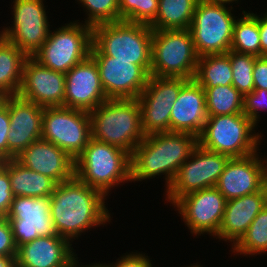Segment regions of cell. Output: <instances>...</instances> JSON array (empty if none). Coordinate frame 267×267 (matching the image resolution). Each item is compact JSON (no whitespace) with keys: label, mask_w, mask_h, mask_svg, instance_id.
I'll list each match as a JSON object with an SVG mask.
<instances>
[{"label":"cell","mask_w":267,"mask_h":267,"mask_svg":"<svg viewBox=\"0 0 267 267\" xmlns=\"http://www.w3.org/2000/svg\"><path fill=\"white\" fill-rule=\"evenodd\" d=\"M106 200L100 191L75 176L58 183L49 197L51 217L58 235L73 243L86 231L107 225L113 219Z\"/></svg>","instance_id":"cell-1"},{"label":"cell","mask_w":267,"mask_h":267,"mask_svg":"<svg viewBox=\"0 0 267 267\" xmlns=\"http://www.w3.org/2000/svg\"><path fill=\"white\" fill-rule=\"evenodd\" d=\"M106 100L99 70L91 55L65 74V107L91 112Z\"/></svg>","instance_id":"cell-20"},{"label":"cell","mask_w":267,"mask_h":267,"mask_svg":"<svg viewBox=\"0 0 267 267\" xmlns=\"http://www.w3.org/2000/svg\"><path fill=\"white\" fill-rule=\"evenodd\" d=\"M225 205V197L216 187H210L180 197L172 207L191 235L199 237L206 233L214 238L221 227Z\"/></svg>","instance_id":"cell-14"},{"label":"cell","mask_w":267,"mask_h":267,"mask_svg":"<svg viewBox=\"0 0 267 267\" xmlns=\"http://www.w3.org/2000/svg\"><path fill=\"white\" fill-rule=\"evenodd\" d=\"M159 0H119V21L150 26L157 15Z\"/></svg>","instance_id":"cell-34"},{"label":"cell","mask_w":267,"mask_h":267,"mask_svg":"<svg viewBox=\"0 0 267 267\" xmlns=\"http://www.w3.org/2000/svg\"><path fill=\"white\" fill-rule=\"evenodd\" d=\"M153 29L124 20L92 27L91 56H111L115 60H132L149 75Z\"/></svg>","instance_id":"cell-4"},{"label":"cell","mask_w":267,"mask_h":267,"mask_svg":"<svg viewBox=\"0 0 267 267\" xmlns=\"http://www.w3.org/2000/svg\"><path fill=\"white\" fill-rule=\"evenodd\" d=\"M194 79L203 88L232 85L230 50L226 54L199 57Z\"/></svg>","instance_id":"cell-28"},{"label":"cell","mask_w":267,"mask_h":267,"mask_svg":"<svg viewBox=\"0 0 267 267\" xmlns=\"http://www.w3.org/2000/svg\"><path fill=\"white\" fill-rule=\"evenodd\" d=\"M92 57L107 99H137L143 92L150 75L140 65L111 56Z\"/></svg>","instance_id":"cell-17"},{"label":"cell","mask_w":267,"mask_h":267,"mask_svg":"<svg viewBox=\"0 0 267 267\" xmlns=\"http://www.w3.org/2000/svg\"><path fill=\"white\" fill-rule=\"evenodd\" d=\"M63 25L50 30L48 39L33 58L44 67L66 74L90 55L92 27L79 20Z\"/></svg>","instance_id":"cell-9"},{"label":"cell","mask_w":267,"mask_h":267,"mask_svg":"<svg viewBox=\"0 0 267 267\" xmlns=\"http://www.w3.org/2000/svg\"><path fill=\"white\" fill-rule=\"evenodd\" d=\"M241 14L234 24L230 50L261 56L258 20L251 11L242 10Z\"/></svg>","instance_id":"cell-29"},{"label":"cell","mask_w":267,"mask_h":267,"mask_svg":"<svg viewBox=\"0 0 267 267\" xmlns=\"http://www.w3.org/2000/svg\"><path fill=\"white\" fill-rule=\"evenodd\" d=\"M231 249L229 251L233 255L247 258L267 253V205L257 214L246 233Z\"/></svg>","instance_id":"cell-30"},{"label":"cell","mask_w":267,"mask_h":267,"mask_svg":"<svg viewBox=\"0 0 267 267\" xmlns=\"http://www.w3.org/2000/svg\"><path fill=\"white\" fill-rule=\"evenodd\" d=\"M14 199L8 170L0 163V218L6 217Z\"/></svg>","instance_id":"cell-36"},{"label":"cell","mask_w":267,"mask_h":267,"mask_svg":"<svg viewBox=\"0 0 267 267\" xmlns=\"http://www.w3.org/2000/svg\"><path fill=\"white\" fill-rule=\"evenodd\" d=\"M217 1H229V2H234L233 4L241 2V0H217Z\"/></svg>","instance_id":"cell-45"},{"label":"cell","mask_w":267,"mask_h":267,"mask_svg":"<svg viewBox=\"0 0 267 267\" xmlns=\"http://www.w3.org/2000/svg\"><path fill=\"white\" fill-rule=\"evenodd\" d=\"M187 81L185 78L149 76L147 85L137 98L145 136L170 132L171 110Z\"/></svg>","instance_id":"cell-13"},{"label":"cell","mask_w":267,"mask_h":267,"mask_svg":"<svg viewBox=\"0 0 267 267\" xmlns=\"http://www.w3.org/2000/svg\"><path fill=\"white\" fill-rule=\"evenodd\" d=\"M257 129L244 113L208 116L198 143L230 158L246 157L261 150L264 135Z\"/></svg>","instance_id":"cell-6"},{"label":"cell","mask_w":267,"mask_h":267,"mask_svg":"<svg viewBox=\"0 0 267 267\" xmlns=\"http://www.w3.org/2000/svg\"><path fill=\"white\" fill-rule=\"evenodd\" d=\"M90 138L89 112L65 106L44 107L41 139L55 144L75 160Z\"/></svg>","instance_id":"cell-12"},{"label":"cell","mask_w":267,"mask_h":267,"mask_svg":"<svg viewBox=\"0 0 267 267\" xmlns=\"http://www.w3.org/2000/svg\"><path fill=\"white\" fill-rule=\"evenodd\" d=\"M6 218L17 248L40 236L58 235L51 217L49 198L14 196Z\"/></svg>","instance_id":"cell-15"},{"label":"cell","mask_w":267,"mask_h":267,"mask_svg":"<svg viewBox=\"0 0 267 267\" xmlns=\"http://www.w3.org/2000/svg\"><path fill=\"white\" fill-rule=\"evenodd\" d=\"M198 60L189 29L153 30L150 75L191 80Z\"/></svg>","instance_id":"cell-8"},{"label":"cell","mask_w":267,"mask_h":267,"mask_svg":"<svg viewBox=\"0 0 267 267\" xmlns=\"http://www.w3.org/2000/svg\"><path fill=\"white\" fill-rule=\"evenodd\" d=\"M8 106L10 131L8 132V159L41 139L44 107L18 95L0 97Z\"/></svg>","instance_id":"cell-18"},{"label":"cell","mask_w":267,"mask_h":267,"mask_svg":"<svg viewBox=\"0 0 267 267\" xmlns=\"http://www.w3.org/2000/svg\"><path fill=\"white\" fill-rule=\"evenodd\" d=\"M73 244L59 235L40 236L17 248V267H68L76 254Z\"/></svg>","instance_id":"cell-24"},{"label":"cell","mask_w":267,"mask_h":267,"mask_svg":"<svg viewBox=\"0 0 267 267\" xmlns=\"http://www.w3.org/2000/svg\"><path fill=\"white\" fill-rule=\"evenodd\" d=\"M203 89L208 116L243 113L244 96L233 85Z\"/></svg>","instance_id":"cell-31"},{"label":"cell","mask_w":267,"mask_h":267,"mask_svg":"<svg viewBox=\"0 0 267 267\" xmlns=\"http://www.w3.org/2000/svg\"><path fill=\"white\" fill-rule=\"evenodd\" d=\"M260 152L229 159L215 186L226 201L259 192L267 185V156Z\"/></svg>","instance_id":"cell-16"},{"label":"cell","mask_w":267,"mask_h":267,"mask_svg":"<svg viewBox=\"0 0 267 267\" xmlns=\"http://www.w3.org/2000/svg\"><path fill=\"white\" fill-rule=\"evenodd\" d=\"M199 0H159L153 30L189 29Z\"/></svg>","instance_id":"cell-27"},{"label":"cell","mask_w":267,"mask_h":267,"mask_svg":"<svg viewBox=\"0 0 267 267\" xmlns=\"http://www.w3.org/2000/svg\"><path fill=\"white\" fill-rule=\"evenodd\" d=\"M229 159V156L210 151L198 144L164 191L166 202L171 206L188 193L215 187Z\"/></svg>","instance_id":"cell-11"},{"label":"cell","mask_w":267,"mask_h":267,"mask_svg":"<svg viewBox=\"0 0 267 267\" xmlns=\"http://www.w3.org/2000/svg\"><path fill=\"white\" fill-rule=\"evenodd\" d=\"M26 168L53 179L57 184L75 176V160L55 144L39 139L15 158Z\"/></svg>","instance_id":"cell-21"},{"label":"cell","mask_w":267,"mask_h":267,"mask_svg":"<svg viewBox=\"0 0 267 267\" xmlns=\"http://www.w3.org/2000/svg\"><path fill=\"white\" fill-rule=\"evenodd\" d=\"M79 257H77V253L71 258L68 267H107V263H100V261L98 263H89V264H85L80 262L79 263ZM82 263V264H81ZM85 264V265H83Z\"/></svg>","instance_id":"cell-42"},{"label":"cell","mask_w":267,"mask_h":267,"mask_svg":"<svg viewBox=\"0 0 267 267\" xmlns=\"http://www.w3.org/2000/svg\"><path fill=\"white\" fill-rule=\"evenodd\" d=\"M75 177L108 199L113 188L131 183L130 155L118 147L90 138L75 159Z\"/></svg>","instance_id":"cell-5"},{"label":"cell","mask_w":267,"mask_h":267,"mask_svg":"<svg viewBox=\"0 0 267 267\" xmlns=\"http://www.w3.org/2000/svg\"><path fill=\"white\" fill-rule=\"evenodd\" d=\"M198 144V137L189 133L168 132L145 136L130 156L131 183L164 175L166 191Z\"/></svg>","instance_id":"cell-2"},{"label":"cell","mask_w":267,"mask_h":267,"mask_svg":"<svg viewBox=\"0 0 267 267\" xmlns=\"http://www.w3.org/2000/svg\"><path fill=\"white\" fill-rule=\"evenodd\" d=\"M199 262L197 263H193L191 264L190 266H186V267H203V265H201L200 263L198 264Z\"/></svg>","instance_id":"cell-44"},{"label":"cell","mask_w":267,"mask_h":267,"mask_svg":"<svg viewBox=\"0 0 267 267\" xmlns=\"http://www.w3.org/2000/svg\"><path fill=\"white\" fill-rule=\"evenodd\" d=\"M267 110V90L254 89L251 93L244 95L243 113L250 119L257 127L261 120V112L266 113ZM260 113V114H259Z\"/></svg>","instance_id":"cell-35"},{"label":"cell","mask_w":267,"mask_h":267,"mask_svg":"<svg viewBox=\"0 0 267 267\" xmlns=\"http://www.w3.org/2000/svg\"><path fill=\"white\" fill-rule=\"evenodd\" d=\"M267 11V10H266ZM265 14L257 15V13L251 12L258 20L261 56H267V12Z\"/></svg>","instance_id":"cell-41"},{"label":"cell","mask_w":267,"mask_h":267,"mask_svg":"<svg viewBox=\"0 0 267 267\" xmlns=\"http://www.w3.org/2000/svg\"><path fill=\"white\" fill-rule=\"evenodd\" d=\"M145 254L146 253H140L136 250L135 252H126L122 254L120 258L118 257L115 262L109 263V261H107V267H153L154 263L149 259L150 256Z\"/></svg>","instance_id":"cell-37"},{"label":"cell","mask_w":267,"mask_h":267,"mask_svg":"<svg viewBox=\"0 0 267 267\" xmlns=\"http://www.w3.org/2000/svg\"><path fill=\"white\" fill-rule=\"evenodd\" d=\"M208 119L203 87L195 80H188L173 104L170 132L189 133L199 137Z\"/></svg>","instance_id":"cell-22"},{"label":"cell","mask_w":267,"mask_h":267,"mask_svg":"<svg viewBox=\"0 0 267 267\" xmlns=\"http://www.w3.org/2000/svg\"><path fill=\"white\" fill-rule=\"evenodd\" d=\"M258 56L230 50L232 85L244 96L254 90L253 67Z\"/></svg>","instance_id":"cell-32"},{"label":"cell","mask_w":267,"mask_h":267,"mask_svg":"<svg viewBox=\"0 0 267 267\" xmlns=\"http://www.w3.org/2000/svg\"><path fill=\"white\" fill-rule=\"evenodd\" d=\"M0 267H17L16 256H0Z\"/></svg>","instance_id":"cell-43"},{"label":"cell","mask_w":267,"mask_h":267,"mask_svg":"<svg viewBox=\"0 0 267 267\" xmlns=\"http://www.w3.org/2000/svg\"><path fill=\"white\" fill-rule=\"evenodd\" d=\"M83 7L86 19L81 21L91 27L119 21V0H75ZM87 15V16H86Z\"/></svg>","instance_id":"cell-33"},{"label":"cell","mask_w":267,"mask_h":267,"mask_svg":"<svg viewBox=\"0 0 267 267\" xmlns=\"http://www.w3.org/2000/svg\"><path fill=\"white\" fill-rule=\"evenodd\" d=\"M232 3L217 0L197 2L189 30L199 57L226 54L230 50L234 24L238 18L232 13Z\"/></svg>","instance_id":"cell-7"},{"label":"cell","mask_w":267,"mask_h":267,"mask_svg":"<svg viewBox=\"0 0 267 267\" xmlns=\"http://www.w3.org/2000/svg\"><path fill=\"white\" fill-rule=\"evenodd\" d=\"M91 138L126 151L130 156L145 139L137 99H108L89 112Z\"/></svg>","instance_id":"cell-3"},{"label":"cell","mask_w":267,"mask_h":267,"mask_svg":"<svg viewBox=\"0 0 267 267\" xmlns=\"http://www.w3.org/2000/svg\"><path fill=\"white\" fill-rule=\"evenodd\" d=\"M10 117L7 104L0 98V159L8 160V132Z\"/></svg>","instance_id":"cell-39"},{"label":"cell","mask_w":267,"mask_h":267,"mask_svg":"<svg viewBox=\"0 0 267 267\" xmlns=\"http://www.w3.org/2000/svg\"><path fill=\"white\" fill-rule=\"evenodd\" d=\"M254 89L267 90V56H258L253 67Z\"/></svg>","instance_id":"cell-40"},{"label":"cell","mask_w":267,"mask_h":267,"mask_svg":"<svg viewBox=\"0 0 267 267\" xmlns=\"http://www.w3.org/2000/svg\"><path fill=\"white\" fill-rule=\"evenodd\" d=\"M0 256H17V247L9 220L0 218Z\"/></svg>","instance_id":"cell-38"},{"label":"cell","mask_w":267,"mask_h":267,"mask_svg":"<svg viewBox=\"0 0 267 267\" xmlns=\"http://www.w3.org/2000/svg\"><path fill=\"white\" fill-rule=\"evenodd\" d=\"M8 170L14 196L49 198L57 183L48 176L30 170L14 158L1 162Z\"/></svg>","instance_id":"cell-25"},{"label":"cell","mask_w":267,"mask_h":267,"mask_svg":"<svg viewBox=\"0 0 267 267\" xmlns=\"http://www.w3.org/2000/svg\"><path fill=\"white\" fill-rule=\"evenodd\" d=\"M266 205L267 185L259 192L226 201L223 221L214 239L228 242L232 248Z\"/></svg>","instance_id":"cell-23"},{"label":"cell","mask_w":267,"mask_h":267,"mask_svg":"<svg viewBox=\"0 0 267 267\" xmlns=\"http://www.w3.org/2000/svg\"><path fill=\"white\" fill-rule=\"evenodd\" d=\"M44 2L45 0H13V24L4 26L0 31L2 38L17 46L27 57H33L40 50L52 27Z\"/></svg>","instance_id":"cell-10"},{"label":"cell","mask_w":267,"mask_h":267,"mask_svg":"<svg viewBox=\"0 0 267 267\" xmlns=\"http://www.w3.org/2000/svg\"><path fill=\"white\" fill-rule=\"evenodd\" d=\"M19 97L42 107L64 106L65 74L28 57L23 66Z\"/></svg>","instance_id":"cell-19"},{"label":"cell","mask_w":267,"mask_h":267,"mask_svg":"<svg viewBox=\"0 0 267 267\" xmlns=\"http://www.w3.org/2000/svg\"><path fill=\"white\" fill-rule=\"evenodd\" d=\"M27 58L17 46L0 36V97L18 94Z\"/></svg>","instance_id":"cell-26"}]
</instances>
